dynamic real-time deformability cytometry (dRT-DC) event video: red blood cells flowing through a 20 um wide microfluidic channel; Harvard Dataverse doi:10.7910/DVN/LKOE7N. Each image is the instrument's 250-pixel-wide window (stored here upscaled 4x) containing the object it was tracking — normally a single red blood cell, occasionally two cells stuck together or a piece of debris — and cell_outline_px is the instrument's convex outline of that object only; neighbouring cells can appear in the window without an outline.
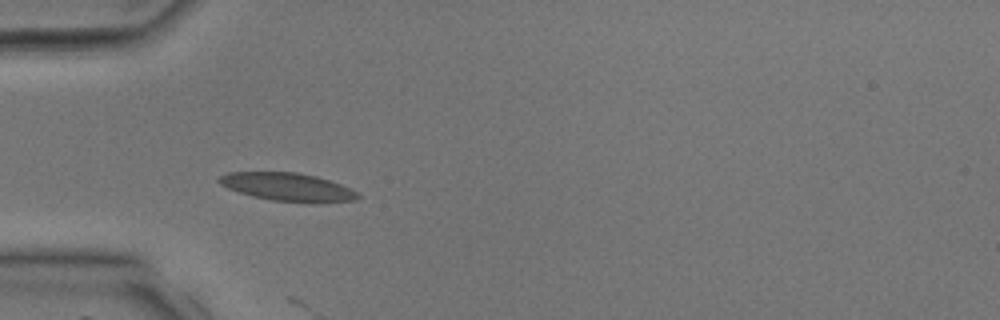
{"species": "common noctule bat (a hibernating species)", "species_latin": "Nyctalus noctula", "temperature_condition": "room temperature", "stored_images_in_passage": 2, "camera_frame_rate_fps": 3000, "um_per_image_px": 0.085, "animal": {"sex": "male", "body_mass_g": 17.9, "forearm_length_mm": 54.2}, "frame": {"image": 1, "passage_image": 2, "time_ms": 2.0, "image_size_px": [1000, 320], "cell_outline_px": [[360, 196], [356, 200], [316, 204], [272, 200], [252, 196], [228, 188], [220, 184], [216, 180], [220, 176], [228, 172], [296, 172], [316, 176], [352, 188], [360, 192]], "centroid_in_image_um": [24.51, 15.91], "position_along_channel_um": 60.5, "area_um2": 23.06}}